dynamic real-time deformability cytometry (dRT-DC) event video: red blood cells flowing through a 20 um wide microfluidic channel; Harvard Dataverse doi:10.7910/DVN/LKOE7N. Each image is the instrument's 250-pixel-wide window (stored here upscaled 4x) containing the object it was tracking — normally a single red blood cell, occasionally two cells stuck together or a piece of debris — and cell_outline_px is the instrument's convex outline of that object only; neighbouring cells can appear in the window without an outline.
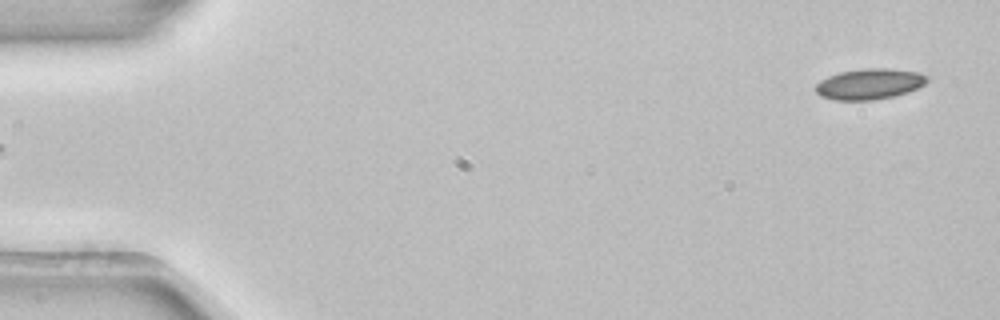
{"species": "common noctule bat (a hibernating species)", "species_latin": "Nyctalus noctula", "temperature_condition": "room temperature", "stored_images_in_passage": 4, "segment_of_instrument_passage": [2, 2], "camera_frame_rate_fps": 3000, "um_per_image_px": 0.085, "animal": {"sex": "female", "body_mass_g": 22.7, "forearm_length_mm": 54.2}, "frame": {"image": 1, "passage_image": 4, "time_ms": 1.0, "image_size_px": [1000, 320], "cell_outline_px": [[928, 80], [920, 88], [908, 92], [892, 96], [872, 100], [832, 100], [820, 96], [816, 92], [816, 84], [820, 80], [828, 76], [840, 72], [864, 68], [888, 68], [916, 72], [928, 76]], "centroid_in_image_um": [73.89, 7.14], "position_along_channel_um": 11.1, "area_um2": 20.0}}